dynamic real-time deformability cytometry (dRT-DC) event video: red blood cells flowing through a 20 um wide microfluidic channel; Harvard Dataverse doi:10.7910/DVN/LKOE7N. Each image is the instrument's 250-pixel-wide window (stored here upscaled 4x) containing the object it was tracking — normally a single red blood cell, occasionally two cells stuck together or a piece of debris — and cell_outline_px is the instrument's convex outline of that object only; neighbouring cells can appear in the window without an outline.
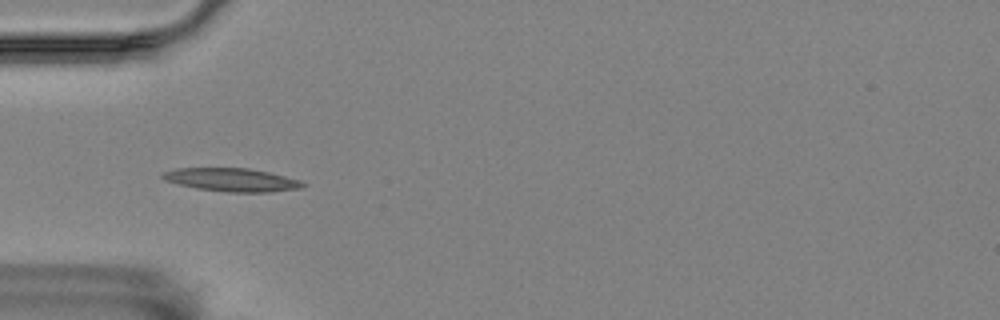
{"species": "Egyptian fruit bat (a non-hibernating species)", "species_latin": "Rousettus aegyptiacus", "temperature_condition": "room temperature", "stored_images_in_passage": 44, "camera_frame_rate_fps": 3000, "um_per_image_px": 0.085, "animal": {"sex": "female"}, "frame": {"image": 1, "passage_image": 5, "time_ms": 1.333, "image_size_px": [1000, 320], "cell_outline_px": [[308, 184], [304, 188], [272, 192], [228, 192], [196, 188], [164, 180], [160, 176], [160, 172], [176, 168], [248, 168], [268, 172], [300, 180]], "centroid_in_image_um": [19.71, 15.28], "position_along_channel_um": 65.3, "area_um2": 19.13}}
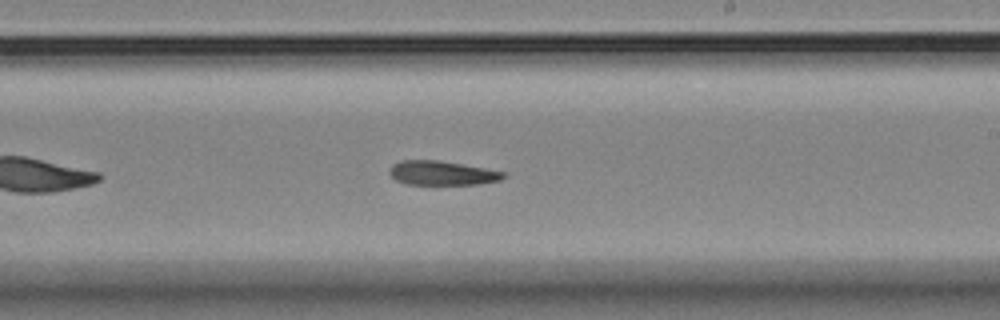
{"frame": {"image": 2, "passage_image": 21, "time_ms": 6.667, "image_size_px": [1000, 320], "cell_outline_px": [[508, 176], [500, 180], [476, 184], [408, 184], [396, 180], [388, 172], [392, 164], [400, 160], [440, 160], [484, 168], [504, 172]], "centroid_in_image_um": [37.56, 14.7], "position_along_channel_um": 251.4, "area_um2": 16.01}}
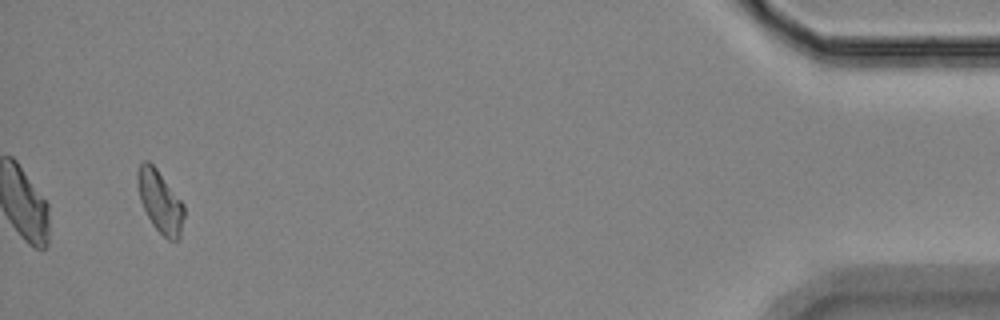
{"frame": {"image": 3, "passage_image": 42, "time_ms": 13.667, "image_size_px": [1000, 320], "cell_outline_px": [[184, 216], [180, 236], [176, 240], [168, 240], [152, 224], [140, 200], [136, 180], [136, 172], [140, 164], [144, 160], [148, 160], [156, 168], [184, 204]], "centroid_in_image_um": [13.59, 17.11], "position_along_channel_um": 421.6, "area_um2": 16.7}, "authors_computed_cell_mechanics": {"area_um2": 17.051, "velocity_mm_per_s": 3.4914, "shape_relaxation_time_tau1_ms": 8.0272, "shape_relaxation_time_tau2_ms": null, "deformation_change_tau1": 0.2, "deformation_change_tau2": null}}